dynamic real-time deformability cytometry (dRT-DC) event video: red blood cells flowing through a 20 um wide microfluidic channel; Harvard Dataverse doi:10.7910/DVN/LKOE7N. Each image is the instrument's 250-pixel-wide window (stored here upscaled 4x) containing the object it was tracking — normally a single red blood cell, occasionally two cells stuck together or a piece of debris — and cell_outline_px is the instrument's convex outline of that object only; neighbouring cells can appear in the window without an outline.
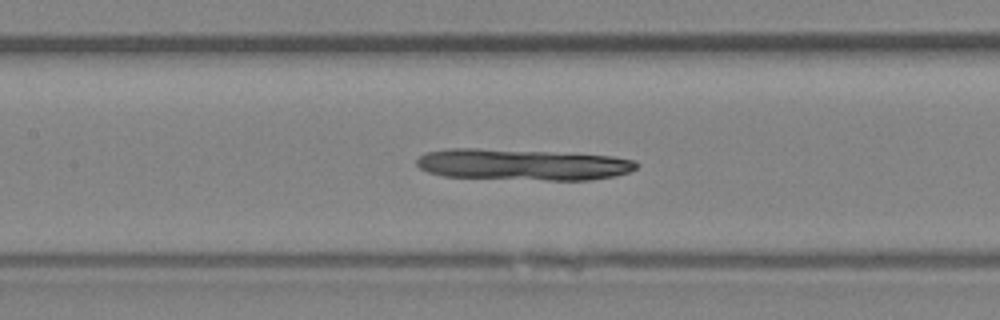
{"species": "Egyptian fruit bat (a non-hibernating species)", "species_latin": "Rousettus aegyptiacus", "temperature_condition": "room temperature", "stored_images_in_passage": 48, "camera_frame_rate_fps": 3000, "um_per_image_px": 0.085, "animal": {"sex": "female"}, "frame": {"image": 1, "passage_image": 22, "time_ms": 7.0, "image_size_px": [1000, 320], "cell_outline_px": [[640, 164], [636, 168], [628, 172], [616, 176], [592, 180], [548, 180], [444, 176], [428, 172], [420, 168], [416, 164], [416, 160], [424, 152], [448, 148], [476, 148], [548, 152], [612, 156], [636, 160]], "centroid_in_image_um": [44.42, 13.99], "position_along_channel_um": 163.0, "area_um2": 40.0}}